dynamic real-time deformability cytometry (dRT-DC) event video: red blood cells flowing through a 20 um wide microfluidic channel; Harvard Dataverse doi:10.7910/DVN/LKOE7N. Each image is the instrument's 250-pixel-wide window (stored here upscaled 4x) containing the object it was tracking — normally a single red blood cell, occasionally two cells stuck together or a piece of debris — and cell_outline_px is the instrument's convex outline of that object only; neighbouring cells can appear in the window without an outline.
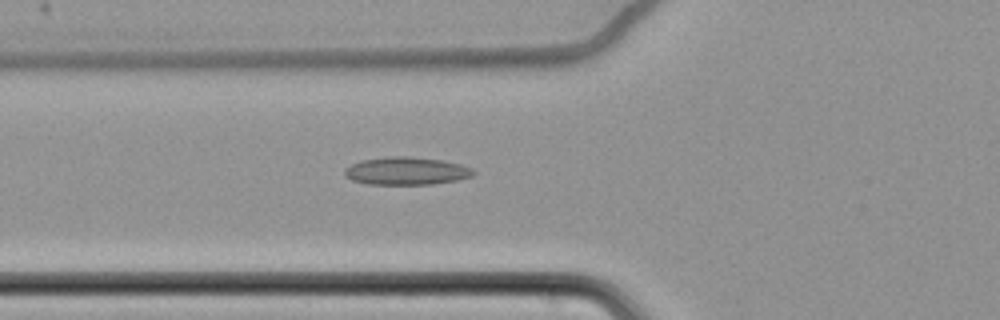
{"species": "common noctule bat (a hibernating species)", "species_latin": "Nyctalus noctula", "temperature_condition": "cold", "stored_images_in_passage": 43, "camera_frame_rate_fps": 3000, "um_per_image_px": 0.085, "animal": {"sex": "female", "body_mass_g": 22.7, "forearm_length_mm": 54.2}, "frame": {"image": 1, "passage_image": 6, "time_ms": 1.667, "image_size_px": [1000, 320], "cell_outline_px": [[476, 172], [472, 176], [456, 180], [432, 184], [368, 184], [352, 180], [344, 176], [344, 172], [352, 164], [360, 160], [388, 156], [408, 156], [440, 160], [460, 164], [472, 168]], "centroid_in_image_um": [34.54, 14.53], "position_along_channel_um": 91.3, "area_um2": 20.75}}
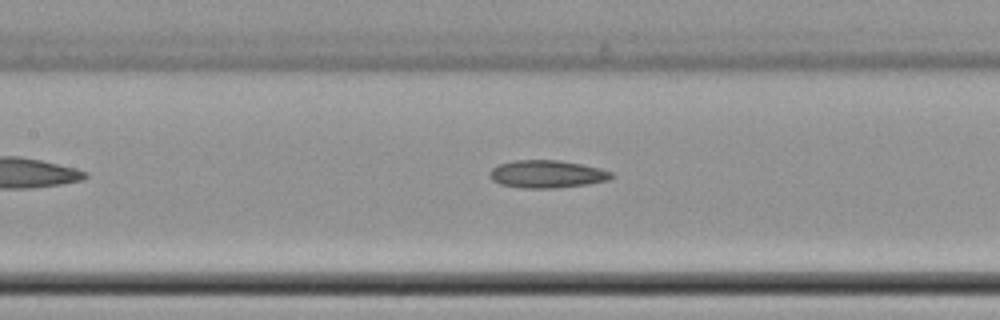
{"frame": {"image": 2, "passage_image": 12, "time_ms": 3.667, "image_size_px": [1000, 320], "cell_outline_px": [[616, 176], [608, 180], [588, 184], [556, 188], [520, 188], [500, 184], [492, 180], [492, 168], [500, 164], [516, 160], [560, 160], [600, 168], [612, 172]], "centroid_in_image_um": [46.54, 14.8], "position_along_channel_um": 160.9, "area_um2": 19.54}}
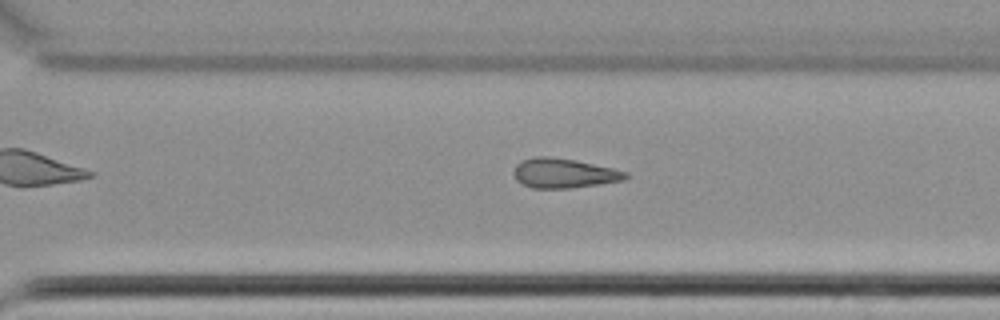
{"frame": {"image": 3, "passage_image": 26, "time_ms": 8.333, "image_size_px": [1000, 320], "cell_outline_px": [[628, 176], [624, 180], [600, 184], [572, 188], [532, 188], [520, 184], [516, 180], [512, 172], [516, 164], [520, 160], [536, 156], [552, 156], [576, 160], [612, 168], [628, 172]], "centroid_in_image_um": [47.88, 14.72], "position_along_channel_um": 322.7, "area_um2": 19.59}}